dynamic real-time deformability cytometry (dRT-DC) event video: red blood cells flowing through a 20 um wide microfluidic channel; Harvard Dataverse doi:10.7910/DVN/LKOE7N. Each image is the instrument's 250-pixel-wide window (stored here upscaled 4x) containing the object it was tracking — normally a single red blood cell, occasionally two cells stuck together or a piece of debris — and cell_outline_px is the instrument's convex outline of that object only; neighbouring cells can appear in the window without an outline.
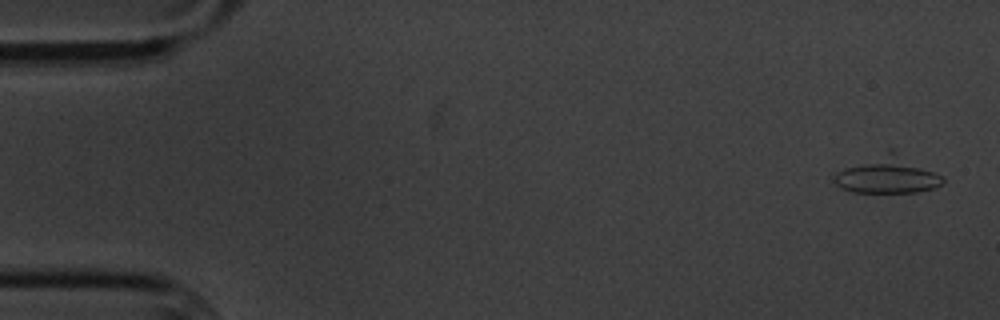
{"species": "common noctule bat (a hibernating species)", "species_latin": "Nyctalus noctula", "temperature_condition": "cold", "stored_images_in_passage": 13, "camera_frame_rate_fps": 3000, "um_per_image_px": 0.085, "animal": {"sex": "male", "body_mass_g": 20.1, "forearm_length_mm": 53.5}, "frame": {"image": 1, "passage_image": 1, "time_ms": 0.0, "image_size_px": [1000, 320], "cell_outline_px": [[944, 180], [940, 184], [932, 188], [916, 192], [852, 192], [836, 184], [832, 180], [832, 176], [836, 172], [844, 168], [888, 148], [892, 148], [940, 176]], "centroid_in_image_um": [75.37, 14.84], "position_along_channel_um": 9.6, "area_um2": 23.06}}
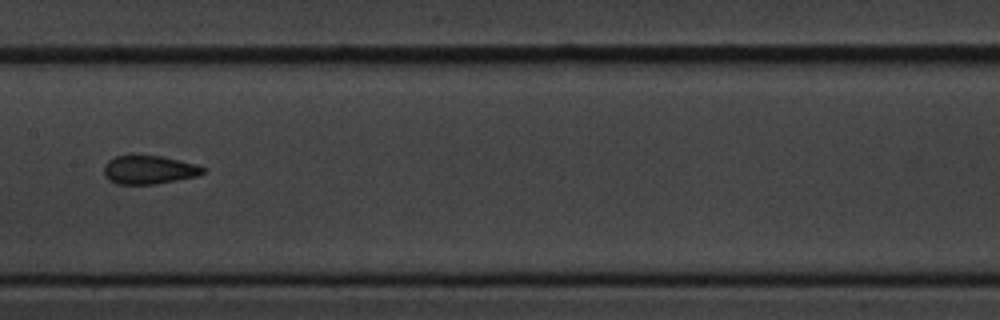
{"frame": {"image": 2, "passage_image": 8, "time_ms": 9.0, "image_size_px": [1000, 320], "cell_outline_px": [[208, 168], [204, 172], [196, 176], [156, 184], [116, 184], [108, 180], [104, 176], [104, 164], [108, 160], [116, 156], [128, 152], [132, 152], [164, 156], [196, 164]], "centroid_in_image_um": [12.62, 14.38], "position_along_channel_um": 194.8, "area_um2": 17.28}}
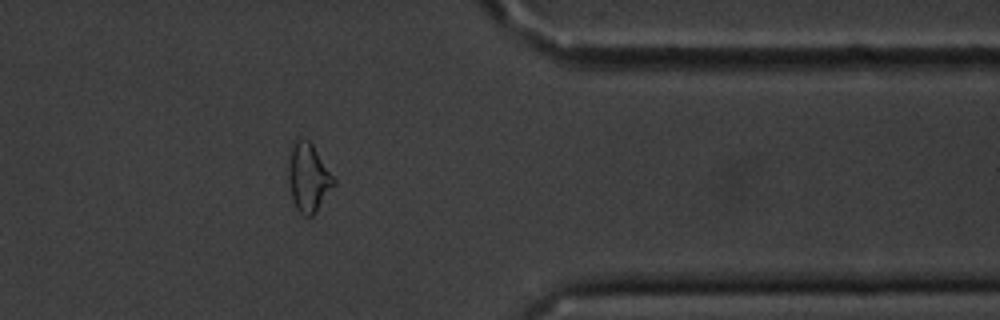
{"frame": {"image": 3, "passage_image": 13, "time_ms": 15.0, "image_size_px": [1000, 320], "cell_outline_px": [[336, 184], [312, 216], [304, 216], [296, 208], [292, 200], [288, 180], [288, 164], [292, 144], [296, 136], [308, 140], [312, 144], [336, 180]], "centroid_in_image_um": [26.2, 15.07], "position_along_channel_um": 385.2, "area_um2": 18.15}, "authors_computed_cell_mechanics": {"area_um2": 16.7042, "velocity_mm_per_s": 3.4151, "shape_relaxation_time_tau1_ms": 2.3524, "shape_relaxation_time_tau2_ms": 1.782, "deformation_change_tau1": 0.0957, "deformation_change_tau2": 0.0515}}